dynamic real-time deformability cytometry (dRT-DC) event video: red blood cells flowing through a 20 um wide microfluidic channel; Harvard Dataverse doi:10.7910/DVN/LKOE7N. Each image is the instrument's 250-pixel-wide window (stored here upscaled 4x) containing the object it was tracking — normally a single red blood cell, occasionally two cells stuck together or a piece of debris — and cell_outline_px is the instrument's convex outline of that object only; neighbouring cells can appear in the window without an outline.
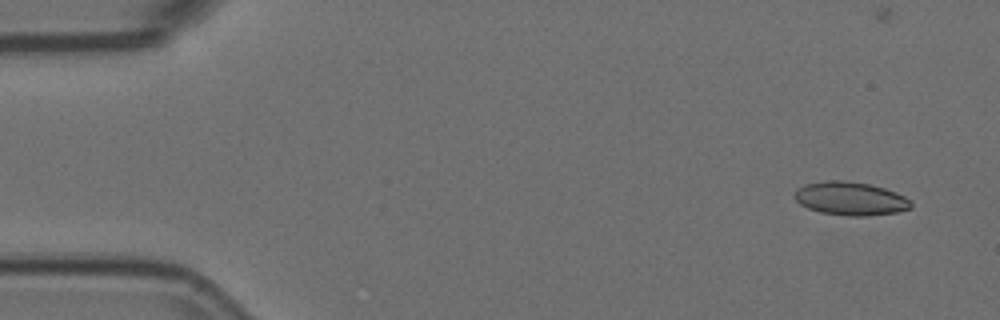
{"species": "Egyptian fruit bat (a non-hibernating species)", "species_latin": "Rousettus aegyptiacus", "temperature_condition": "room temperature", "stored_images_in_passage": 5, "camera_frame_rate_fps": 3000, "um_per_image_px": 0.085, "animal": {"sex": "female"}, "frame": {"image": 1, "passage_image": 1, "time_ms": 0.0, "image_size_px": [1000, 320], "cell_outline_px": [[912, 208], [896, 212], [868, 216], [848, 216], [820, 212], [808, 208], [800, 204], [792, 196], [796, 188], [804, 184], [824, 180], [840, 180], [868, 184], [884, 188], [896, 192], [904, 196], [912, 204]], "centroid_in_image_um": [72.24, 16.88], "position_along_channel_um": 12.8, "area_um2": 22.77}}
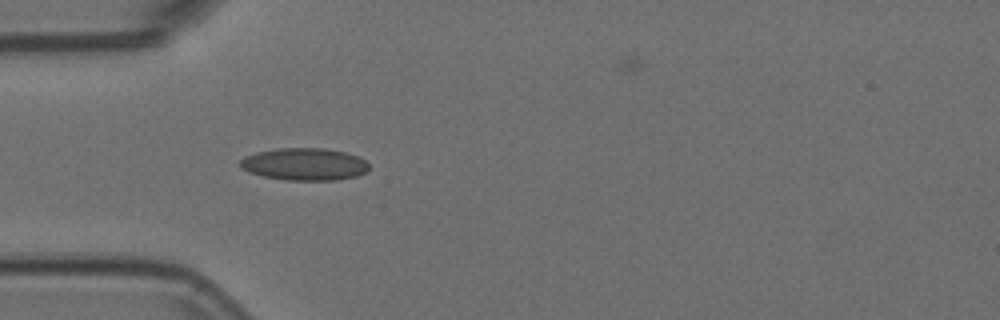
{"frame": {"image": 2, "passage_image": 5, "time_ms": 1.333, "image_size_px": [1000, 320], "cell_outline_px": [[368, 172], [356, 176], [336, 180], [284, 180], [264, 176], [248, 172], [240, 168], [240, 160], [244, 156], [256, 152], [276, 148], [320, 148], [344, 152], [356, 156], [364, 160], [368, 164]], "centroid_in_image_um": [25.84, 13.96], "position_along_channel_um": 59.2, "area_um2": 24.28}}